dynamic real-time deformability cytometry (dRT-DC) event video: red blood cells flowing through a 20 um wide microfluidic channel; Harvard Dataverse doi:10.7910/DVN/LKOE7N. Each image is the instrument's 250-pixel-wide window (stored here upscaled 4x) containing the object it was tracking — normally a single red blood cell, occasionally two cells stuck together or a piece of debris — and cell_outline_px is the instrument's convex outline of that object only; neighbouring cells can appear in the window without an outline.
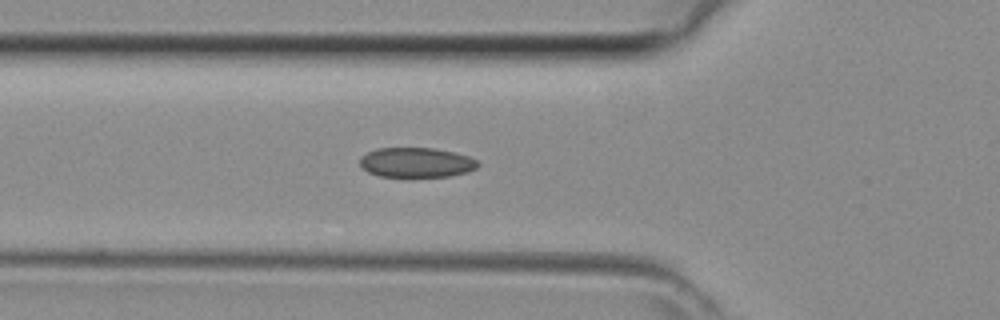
{"species": "common noctule bat (a hibernating species)", "species_latin": "Nyctalus noctula", "temperature_condition": "room temperature", "stored_images_in_passage": 29, "camera_frame_rate_fps": 3000, "um_per_image_px": 0.085, "animal": {"sex": "female", "body_mass_g": 29.2, "forearm_length_mm": 56.3}, "frame": {"image": 1, "passage_image": 2, "time_ms": 0.333, "image_size_px": [1000, 320], "cell_outline_px": [[480, 164], [476, 168], [468, 172], [452, 176], [408, 180], [380, 176], [368, 172], [360, 164], [360, 156], [376, 148], [432, 148], [456, 152], [468, 156], [476, 160]], "centroid_in_image_um": [35.39, 13.86], "position_along_channel_um": 90.4, "area_um2": 21.5}}
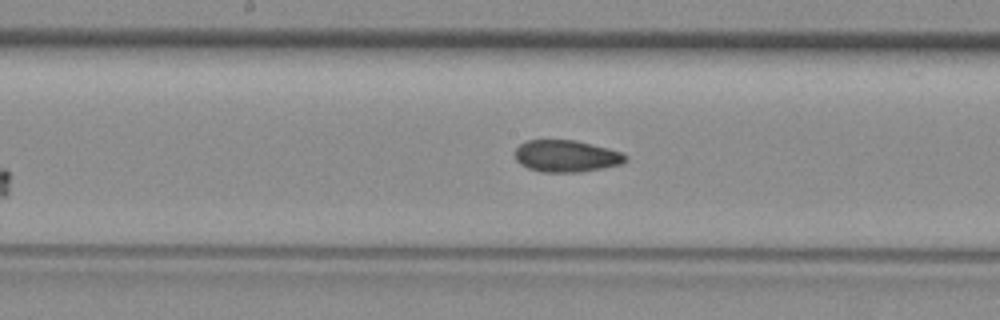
{"frame": {"image": 2, "passage_image": 9, "time_ms": 2.667, "image_size_px": [1000, 320], "cell_outline_px": [[628, 160], [624, 164], [604, 168], [580, 172], [540, 172], [528, 168], [520, 164], [516, 160], [516, 148], [520, 144], [528, 140], [576, 140], [608, 148], [620, 152], [628, 156]], "centroid_in_image_um": [48.17, 13.27], "position_along_channel_um": 200.0, "area_um2": 20.69}}
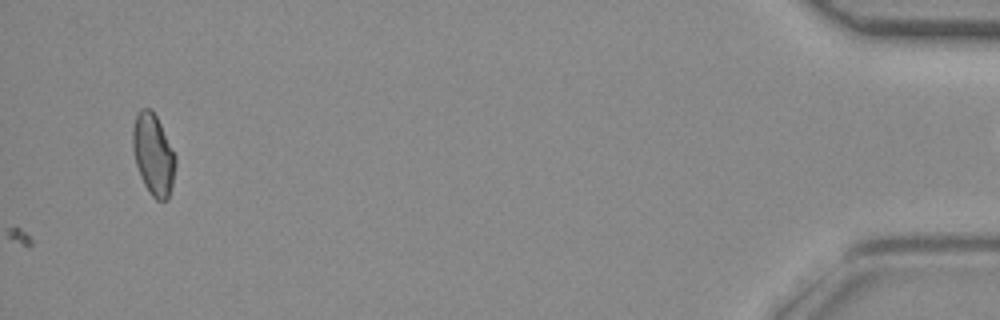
{"frame": {"image": 3, "passage_image": 29, "time_ms": 9.333, "image_size_px": [1000, 320], "cell_outline_px": [[176, 164], [172, 184], [168, 196], [164, 200], [156, 200], [148, 192], [140, 176], [136, 164], [132, 148], [132, 128], [136, 116], [140, 108], [152, 108], [176, 156]], "centroid_in_image_um": [13.01, 13.11], "position_along_channel_um": 422.2, "area_um2": 20.17}}